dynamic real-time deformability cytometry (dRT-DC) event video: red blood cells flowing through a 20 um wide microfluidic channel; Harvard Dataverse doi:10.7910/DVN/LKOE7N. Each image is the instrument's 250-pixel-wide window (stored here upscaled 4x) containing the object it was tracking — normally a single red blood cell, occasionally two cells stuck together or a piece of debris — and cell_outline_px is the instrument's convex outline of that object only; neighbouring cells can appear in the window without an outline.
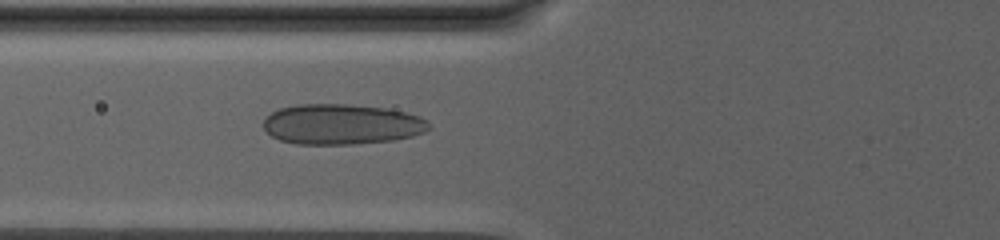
{"species": "human", "species_latin": "Homo sapiens", "temperature_condition": "warm", "stored_images_in_passage": 59, "camera_frame_rate_fps": 3000, "um_per_image_px": 0.085, "donor": {"sex": "male"}, "frame": {"image": 1, "passage_image": 13, "time_ms": 4.0, "image_size_px": [1000, 240], "cell_outline_px": [[428, 128], [424, 132], [412, 136], [392, 140], [352, 144], [296, 144], [280, 140], [272, 136], [264, 128], [264, 120], [272, 112], [280, 108], [296, 104], [348, 104], [388, 108], [420, 116], [428, 120]], "centroid_in_image_um": [29.04, 10.55], "position_along_channel_um": 96.8, "area_um2": 38.9}}
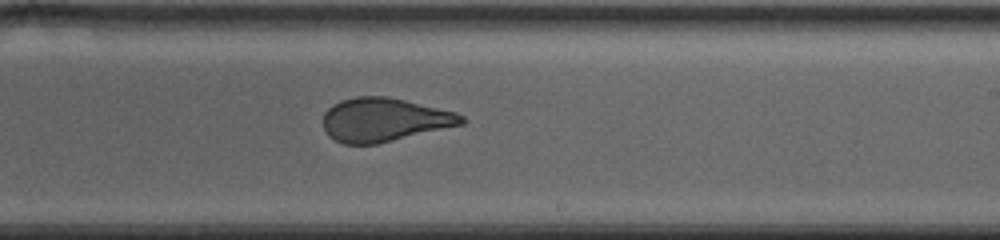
{"frame": {"image": 2, "passage_image": 31, "time_ms": 10.0, "image_size_px": [1000, 240], "cell_outline_px": [[464, 124], [376, 144], [344, 144], [328, 136], [324, 128], [324, 112], [332, 104], [340, 100], [356, 96], [388, 96], [456, 112], [464, 116]], "centroid_in_image_um": [32.64, 10.17], "position_along_channel_um": 256.4, "area_um2": 35.14}}
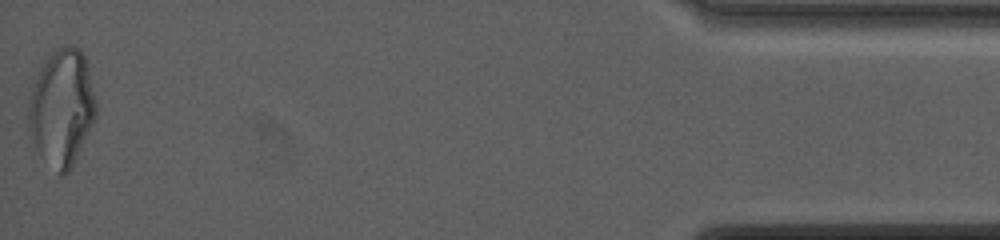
{"frame": {"image": 3, "passage_image": 59, "time_ms": 19.333, "image_size_px": [1000, 240], "cell_outline_px": [[96, 116], [68, 172], [60, 176], [40, 156], [28, 132], [28, 104], [32, 88], [40, 60], [52, 52], [60, 48], [72, 44], [80, 48], [88, 60], [96, 104]], "centroid_in_image_um": [5.23, 9.08], "position_along_channel_um": 430.0, "area_um2": 46.36}}